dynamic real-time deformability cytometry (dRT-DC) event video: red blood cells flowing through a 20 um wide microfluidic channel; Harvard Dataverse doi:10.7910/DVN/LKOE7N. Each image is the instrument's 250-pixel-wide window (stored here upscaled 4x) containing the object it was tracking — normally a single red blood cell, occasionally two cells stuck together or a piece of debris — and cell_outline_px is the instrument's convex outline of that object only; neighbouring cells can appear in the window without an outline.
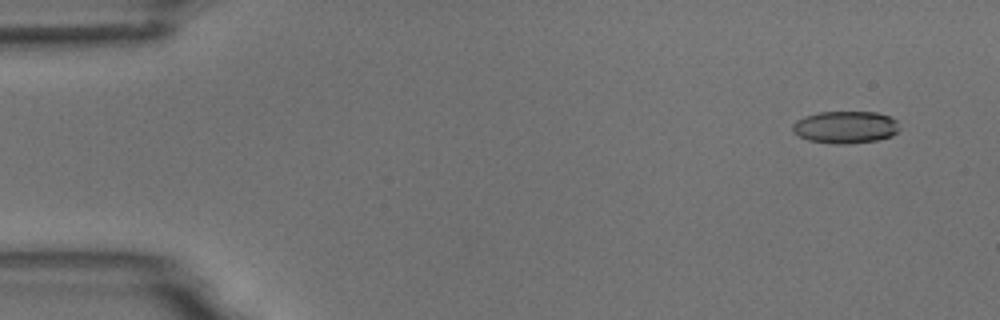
{"species": "common noctule bat (a hibernating species)", "species_latin": "Nyctalus noctula", "temperature_condition": "room temperature", "stored_images_in_passage": 5, "camera_frame_rate_fps": 3000, "um_per_image_px": 0.085, "animal": {"sex": "male", "body_mass_g": 18.8}, "frame": {"image": 1, "passage_image": 2, "time_ms": 1.0, "image_size_px": [1000, 320], "cell_outline_px": [[900, 132], [892, 136], [876, 140], [848, 144], [836, 144], [808, 140], [792, 132], [792, 124], [796, 120], [804, 116], [820, 112], [876, 112], [888, 116], [896, 120], [900, 128]], "centroid_in_image_um": [71.87, 10.81], "position_along_channel_um": 13.1, "area_um2": 20.23}}
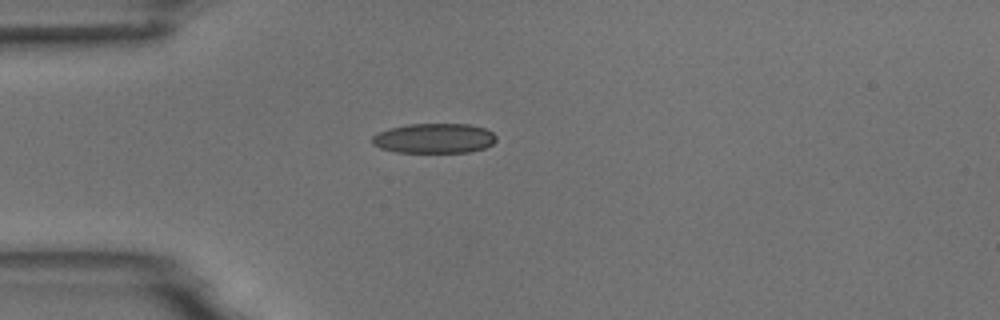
{"frame": {"image": 2, "passage_image": 5, "time_ms": 4.667, "image_size_px": [1000, 320], "cell_outline_px": [[496, 140], [492, 144], [484, 148], [468, 152], [396, 152], [380, 148], [372, 144], [372, 136], [388, 128], [408, 124], [468, 124], [484, 128], [492, 132], [496, 136]], "centroid_in_image_um": [36.89, 11.75], "position_along_channel_um": 48.1, "area_um2": 21.56}}